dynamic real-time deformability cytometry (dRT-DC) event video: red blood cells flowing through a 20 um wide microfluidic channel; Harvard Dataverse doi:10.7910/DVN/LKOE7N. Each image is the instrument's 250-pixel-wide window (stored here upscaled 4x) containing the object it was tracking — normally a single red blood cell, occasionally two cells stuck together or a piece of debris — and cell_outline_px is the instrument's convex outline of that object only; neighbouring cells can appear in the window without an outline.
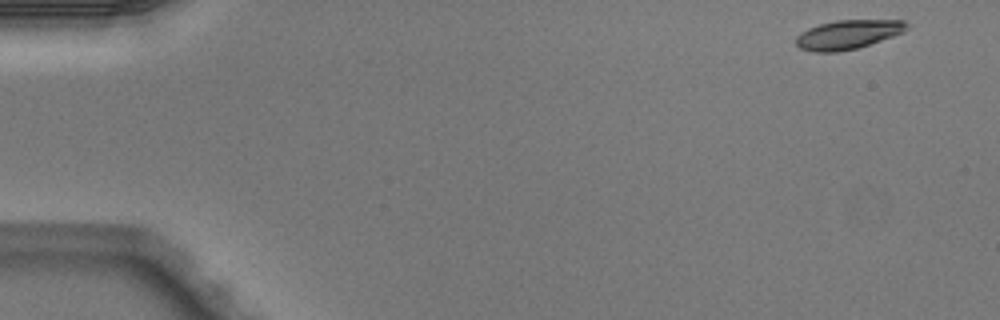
{"species": "Egyptian fruit bat (a non-hibernating species)", "species_latin": "Rousettus aegyptiacus", "temperature_condition": "warm", "stored_images_in_passage": 5, "camera_frame_rate_fps": 3000, "um_per_image_px": 0.085, "animal": {"sex": "male"}, "frame": {"image": 1, "passage_image": 1, "time_ms": 0.0, "image_size_px": [1000, 320], "cell_outline_px": [[908, 28], [904, 32], [856, 48], [836, 52], [812, 52], [800, 48], [796, 44], [796, 36], [800, 32], [808, 28], [820, 24], [836, 20], [904, 20], [908, 24]], "centroid_in_image_um": [72.05, 2.93], "position_along_channel_um": 13.0, "area_um2": 18.67}}
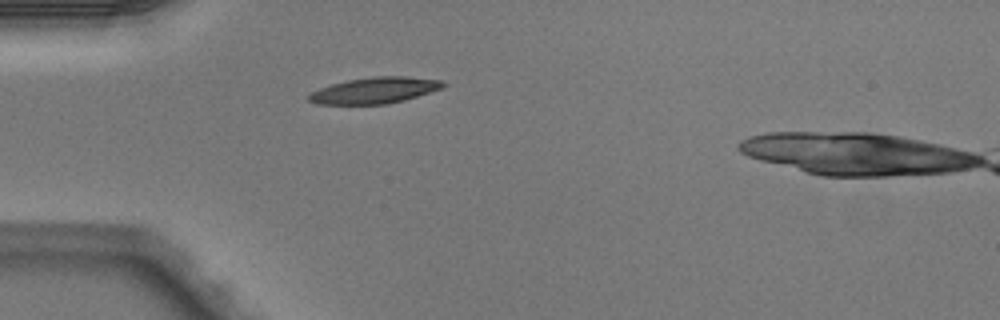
{"frame": {"image": 2, "passage_image": 4, "time_ms": 1.0, "image_size_px": [1000, 320], "cell_outline_px": [[448, 84], [440, 88], [404, 100], [388, 104], [316, 104], [308, 100], [308, 96], [312, 92], [320, 88], [332, 84], [348, 80], [372, 76], [400, 76], [440, 80]], "centroid_in_image_um": [31.81, 7.68], "position_along_channel_um": 53.2, "area_um2": 20.17}}